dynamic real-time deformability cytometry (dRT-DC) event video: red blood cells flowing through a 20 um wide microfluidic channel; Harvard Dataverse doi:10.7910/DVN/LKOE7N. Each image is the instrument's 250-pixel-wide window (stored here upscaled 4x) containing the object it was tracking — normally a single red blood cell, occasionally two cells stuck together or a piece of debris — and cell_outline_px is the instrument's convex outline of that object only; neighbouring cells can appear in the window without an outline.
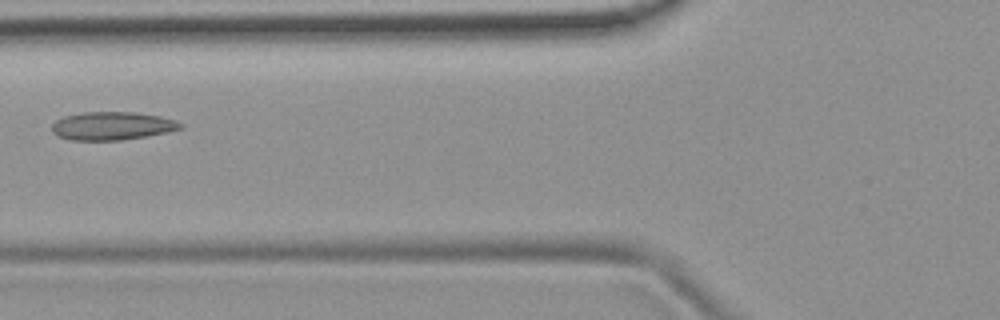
{"species": "common noctule bat (a hibernating species)", "species_latin": "Nyctalus noctula", "temperature_condition": "room temperature", "stored_images_in_passage": 6, "camera_frame_rate_fps": 3000, "um_per_image_px": 0.085, "animal": {"sex": "female", "body_mass_g": 19.9}, "frame": {"image": 1, "passage_image": 6, "time_ms": 5.667, "image_size_px": [1000, 320], "cell_outline_px": [[184, 128], [168, 132], [148, 136], [120, 140], [72, 140], [56, 136], [52, 132], [52, 124], [56, 120], [64, 116], [80, 112], [136, 112], [160, 116], [176, 120], [184, 124]], "centroid_in_image_um": [9.55, 10.7], "position_along_channel_um": 116.2, "area_um2": 21.39}}